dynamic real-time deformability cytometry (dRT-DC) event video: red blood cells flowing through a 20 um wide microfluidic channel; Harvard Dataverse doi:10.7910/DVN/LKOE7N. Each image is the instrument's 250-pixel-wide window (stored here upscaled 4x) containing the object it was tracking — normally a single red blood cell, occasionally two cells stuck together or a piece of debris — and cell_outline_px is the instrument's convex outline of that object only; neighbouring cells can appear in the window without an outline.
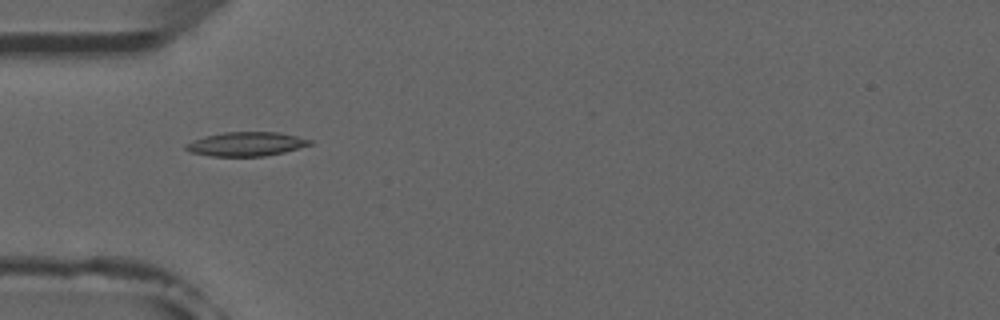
{"species": "common noctule bat (a hibernating species)", "species_latin": "Nyctalus noctula", "temperature_condition": "room temperature", "stored_images_in_passage": 3, "camera_frame_rate_fps": 3000, "um_per_image_px": 0.085, "animal": {"sex": "male", "forearm_length_mm": 52.5}, "frame": {"image": 1, "passage_image": 3, "time_ms": 2.333, "image_size_px": [1000, 320], "cell_outline_px": [[312, 144], [284, 152], [264, 156], [212, 156], [192, 152], [184, 148], [184, 144], [192, 140], [204, 136], [224, 132], [280, 132], [312, 140]], "centroid_in_image_um": [20.91, 12.23], "position_along_channel_um": 64.1, "area_um2": 17.34}}